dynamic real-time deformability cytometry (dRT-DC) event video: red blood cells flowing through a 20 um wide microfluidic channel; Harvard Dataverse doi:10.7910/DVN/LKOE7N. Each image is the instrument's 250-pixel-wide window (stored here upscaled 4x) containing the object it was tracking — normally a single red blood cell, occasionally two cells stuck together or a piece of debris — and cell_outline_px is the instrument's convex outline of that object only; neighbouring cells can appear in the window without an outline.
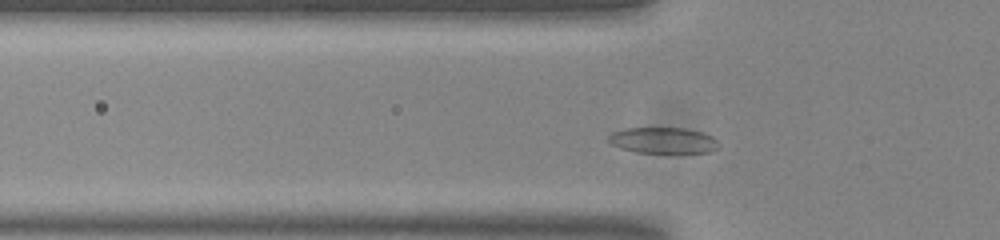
{"species": "common noctule bat (a hibernating species)", "species_latin": "Nyctalus noctula", "temperature_condition": "room temperature", "stored_images_in_passage": 36, "camera_frame_rate_fps": 3000, "um_per_image_px": 0.085, "animal": {"sex": "male", "body_mass_g": 20.0, "forearm_length_mm": 53.3}, "frame": {"image": 1, "passage_image": 7, "time_ms": 2.0, "image_size_px": [1000, 240], "cell_outline_px": [[720, 144], [712, 152], [636, 152], [620, 148], [612, 144], [608, 140], [608, 136], [612, 132], [624, 128], [684, 128], [700, 132], [712, 136]], "centroid_in_image_um": [56.34, 11.92], "position_along_channel_um": 69.5, "area_um2": 16.53}}
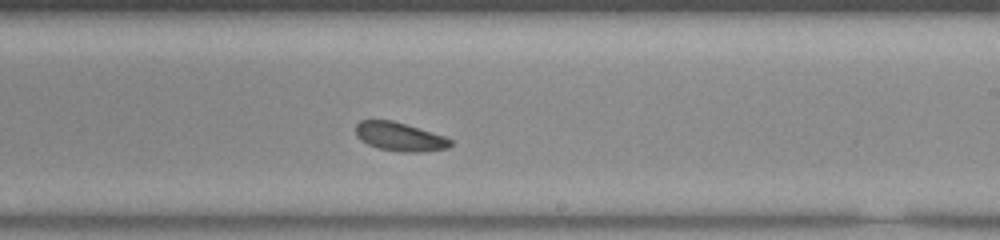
{"frame": {"image": 2, "passage_image": 22, "time_ms": 7.0, "image_size_px": [1000, 240], "cell_outline_px": [[452, 144], [448, 148], [420, 152], [400, 152], [380, 148], [368, 144], [360, 140], [356, 136], [356, 124], [360, 120], [392, 120], [444, 136], [452, 140]], "centroid_in_image_um": [33.96, 11.62], "position_along_channel_um": 255.0, "area_um2": 15.72}}
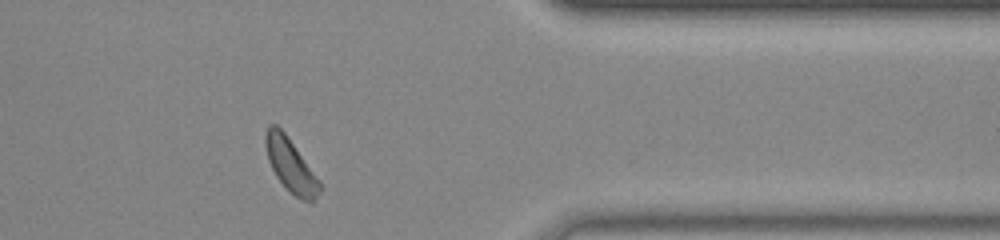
{"frame": {"image": 3, "passage_image": 34, "time_ms": 11.0, "image_size_px": [1000, 240], "cell_outline_px": [[324, 188], [312, 204], [300, 200], [276, 176], [268, 160], [264, 144], [264, 136], [268, 124], [276, 124], [284, 132], [320, 180]], "centroid_in_image_um": [24.74, 14.07], "position_along_channel_um": 386.7, "area_um2": 16.99}}